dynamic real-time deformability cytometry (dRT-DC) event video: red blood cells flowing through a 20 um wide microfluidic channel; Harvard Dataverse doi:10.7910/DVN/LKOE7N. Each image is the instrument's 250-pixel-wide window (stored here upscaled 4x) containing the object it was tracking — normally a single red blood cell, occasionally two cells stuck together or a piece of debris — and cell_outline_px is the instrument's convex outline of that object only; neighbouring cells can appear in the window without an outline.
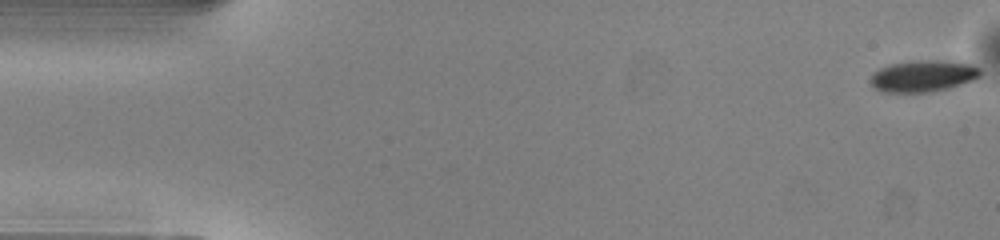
{"species": "common noctule bat (a hibernating species)", "species_latin": "Nyctalus noctula", "temperature_condition": "warm", "stored_images_in_passage": 50, "camera_frame_rate_fps": 3000, "um_per_image_px": 0.085, "animal": {"sex": "male", "body_mass_g": 13.0, "forearm_length_mm": 53.1}, "frame": {"image": 1, "passage_image": 1, "time_ms": 0.0, "image_size_px": [1000, 240], "cell_outline_px": [[980, 76], [972, 80], [948, 88], [928, 92], [884, 92], [876, 88], [868, 80], [872, 72], [888, 64], [908, 60], [944, 60], [972, 64], [980, 68]], "centroid_in_image_um": [78.42, 6.44], "position_along_channel_um": 6.6, "area_um2": 20.4}}
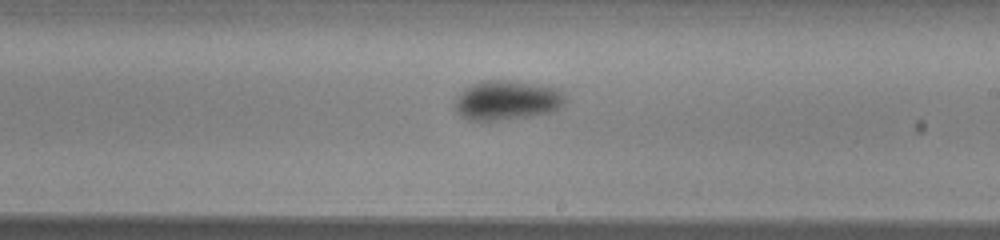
{"frame": {"image": 2, "passage_image": 29, "time_ms": 9.333, "image_size_px": [1000, 240], "cell_outline_px": [[564, 104], [560, 108], [552, 112], [532, 116], [500, 120], [468, 120], [456, 112], [456, 96], [464, 88], [480, 80], [512, 80], [540, 84], [560, 88], [564, 92]], "centroid_in_image_um": [43.12, 8.5], "position_along_channel_um": 245.9, "area_um2": 25.84}}
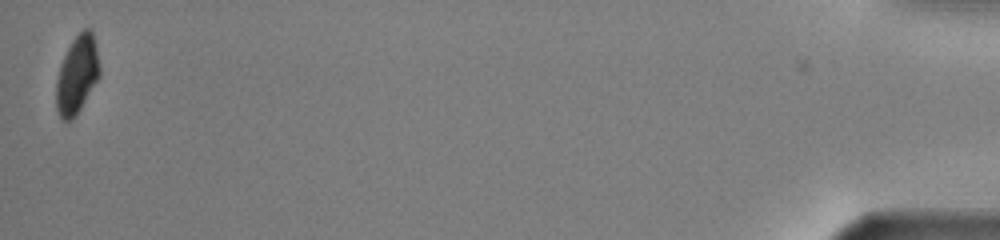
{"frame": {"image": 3, "passage_image": 50, "time_ms": 16.333, "image_size_px": [1000, 240], "cell_outline_px": [[100, 76], [76, 116], [72, 120], [64, 120], [60, 116], [56, 108], [56, 80], [60, 64], [72, 40], [84, 28], [92, 28], [100, 68]], "centroid_in_image_um": [6.55, 6.35], "position_along_channel_um": 428.6, "area_um2": 19.71}, "authors_computed_cell_mechanics": {"area_um2": 22.6287, "velocity_mm_per_s": 4.0831, "shape_relaxation_time_tau1_ms": 2.7985, "shape_relaxation_time_tau2_ms": null, "deformation_change_tau1": 0.0888, "deformation_change_tau2": null}}